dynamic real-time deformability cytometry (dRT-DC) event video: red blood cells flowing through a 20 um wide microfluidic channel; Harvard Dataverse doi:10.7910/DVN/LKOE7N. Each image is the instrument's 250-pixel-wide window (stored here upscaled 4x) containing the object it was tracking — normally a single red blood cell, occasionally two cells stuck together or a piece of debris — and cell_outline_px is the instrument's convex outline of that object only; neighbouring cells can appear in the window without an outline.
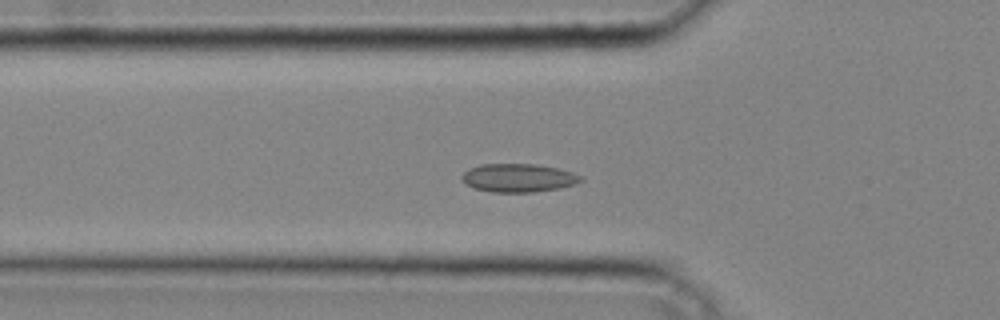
{"species": "common noctule bat (a hibernating species)", "species_latin": "Nyctalus noctula", "temperature_condition": "cold", "stored_images_in_passage": 38, "camera_frame_rate_fps": 3000, "um_per_image_px": 0.085, "animal": {"sex": "male", "body_mass_g": 20.4}, "frame": {"image": 1, "passage_image": 12, "time_ms": 3.667, "image_size_px": [1000, 320], "cell_outline_px": [[584, 180], [560, 188], [532, 192], [492, 192], [476, 188], [464, 184], [460, 180], [460, 176], [468, 168], [480, 164], [536, 164], [556, 168], [572, 172], [580, 176]], "centroid_in_image_um": [43.99, 15.11], "position_along_channel_um": 81.8, "area_um2": 19.65}}
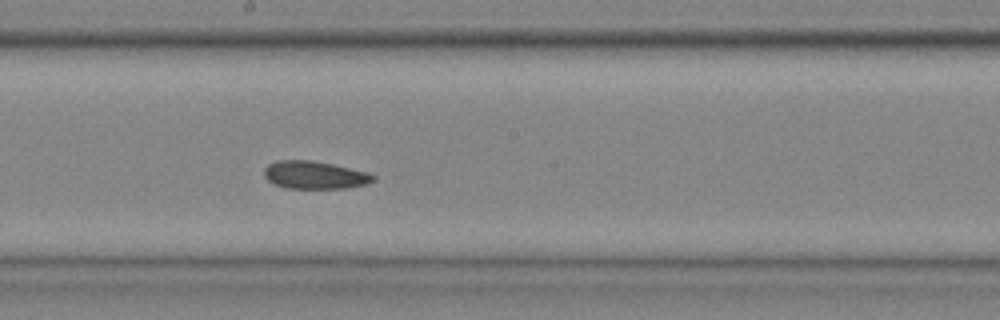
{"frame": {"image": 2, "passage_image": 21, "time_ms": 6.667, "image_size_px": [1000, 320], "cell_outline_px": [[376, 180], [368, 184], [344, 188], [288, 188], [276, 184], [268, 180], [264, 176], [264, 168], [268, 164], [276, 160], [312, 160], [332, 164], [368, 172], [376, 176]], "centroid_in_image_um": [26.77, 14.87], "position_along_channel_um": 221.4, "area_um2": 17.69}}
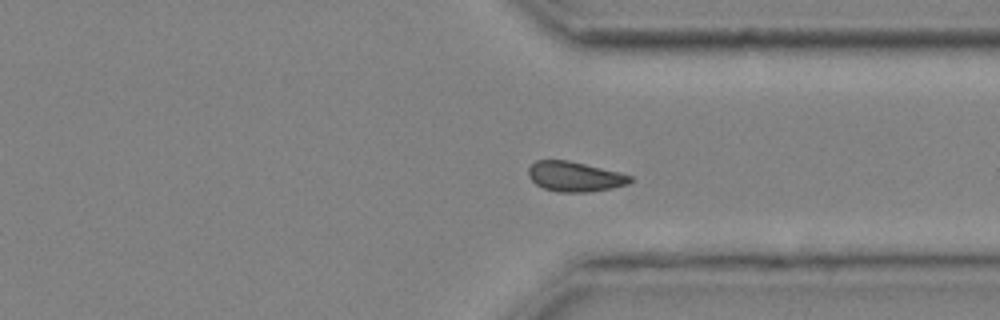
{"frame": {"image": 3, "passage_image": 30, "time_ms": 9.667, "image_size_px": [1000, 320], "cell_outline_px": [[632, 180], [628, 184], [612, 188], [588, 192], [560, 192], [544, 188], [536, 184], [528, 176], [528, 168], [536, 160], [568, 160], [620, 172], [632, 176]], "centroid_in_image_um": [48.86, 15.0], "position_along_channel_um": 362.5, "area_um2": 17.74}}